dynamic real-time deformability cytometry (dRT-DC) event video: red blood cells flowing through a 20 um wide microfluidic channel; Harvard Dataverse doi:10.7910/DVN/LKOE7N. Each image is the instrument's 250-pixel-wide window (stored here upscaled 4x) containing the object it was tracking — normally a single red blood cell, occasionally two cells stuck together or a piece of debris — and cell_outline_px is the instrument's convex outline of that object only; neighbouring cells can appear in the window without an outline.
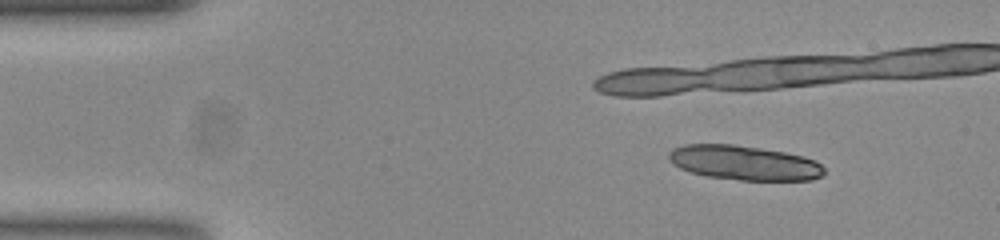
{"species": "common noctule bat (a hibernating species)", "species_latin": "Nyctalus noctula", "temperature_condition": "room temperature", "stored_images_in_passage": 10, "camera_frame_rate_fps": 3000, "um_per_image_px": 0.085, "animal": {"sex": "female", "body_mass_g": 23.0, "forearm_length_mm": 53.4}, "frame": {"image": 1, "passage_image": 2, "time_ms": 0.333, "image_size_px": [1000, 240], "cell_outline_px": [[824, 172], [820, 176], [812, 180], [740, 180], [704, 176], [680, 168], [668, 156], [668, 152], [672, 148], [684, 144], [732, 144], [760, 148], [784, 152], [804, 156], [816, 160], [824, 168]], "centroid_in_image_um": [63.26, 13.83], "position_along_channel_um": 21.7, "area_um2": 31.21}}